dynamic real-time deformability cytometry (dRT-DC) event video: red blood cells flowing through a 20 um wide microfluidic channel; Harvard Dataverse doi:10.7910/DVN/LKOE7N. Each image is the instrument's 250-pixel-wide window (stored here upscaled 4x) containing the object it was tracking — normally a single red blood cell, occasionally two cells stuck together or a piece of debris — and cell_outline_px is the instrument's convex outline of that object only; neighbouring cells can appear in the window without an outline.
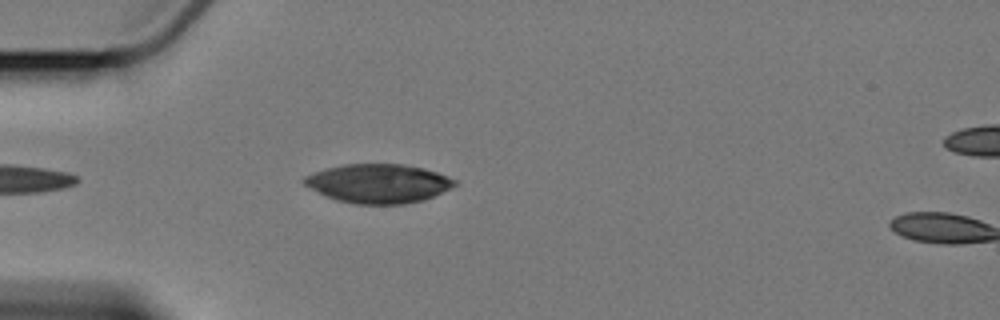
{"species": "Egyptian fruit bat (a non-hibernating species)", "species_latin": "Rousettus aegyptiacus", "temperature_condition": "cold", "stored_images_in_passage": 6, "camera_frame_rate_fps": 3000, "um_per_image_px": 0.085, "animal": {"sex": "female"}, "frame": {"image": 1, "passage_image": 5, "time_ms": 5.0, "image_size_px": [1000, 320], "cell_outline_px": [[456, 184], [424, 200], [404, 204], [356, 204], [336, 200], [304, 184], [304, 176], [328, 168], [344, 164], [404, 164], [424, 168], [448, 176], [456, 180]], "centroid_in_image_um": [32.18, 15.59], "position_along_channel_um": 52.8, "area_um2": 33.7}}